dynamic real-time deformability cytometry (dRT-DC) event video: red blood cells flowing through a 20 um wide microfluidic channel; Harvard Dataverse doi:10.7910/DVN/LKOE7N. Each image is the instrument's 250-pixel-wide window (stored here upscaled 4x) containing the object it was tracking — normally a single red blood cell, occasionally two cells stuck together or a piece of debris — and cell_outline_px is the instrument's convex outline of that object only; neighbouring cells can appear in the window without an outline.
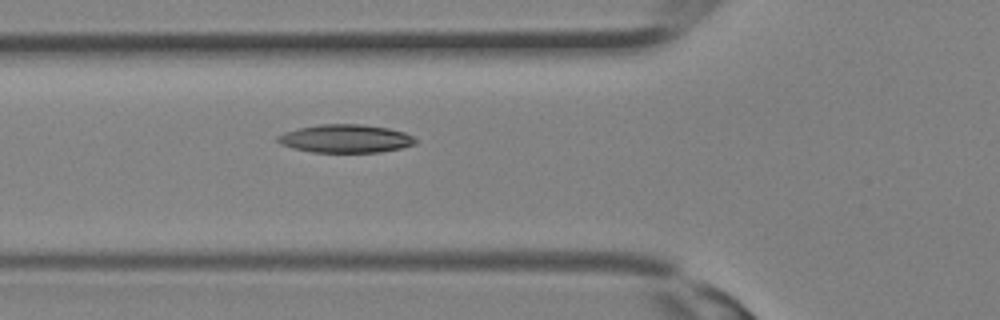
{"species": "Egyptian fruit bat (a non-hibernating species)", "species_latin": "Rousettus aegyptiacus", "temperature_condition": "room temperature", "stored_images_in_passage": 5, "camera_frame_rate_fps": 3000, "um_per_image_px": 0.085, "animal": {"sex": "female"}, "frame": {"image": 1, "passage_image": 3, "time_ms": 0.667, "image_size_px": [1000, 320], "cell_outline_px": [[416, 144], [400, 148], [380, 152], [312, 152], [292, 148], [280, 144], [276, 140], [276, 136], [284, 132], [296, 128], [320, 124], [360, 124], [388, 128], [404, 132], [412, 136], [416, 140]], "centroid_in_image_um": [29.33, 11.78], "position_along_channel_um": 96.5, "area_um2": 22.72}}
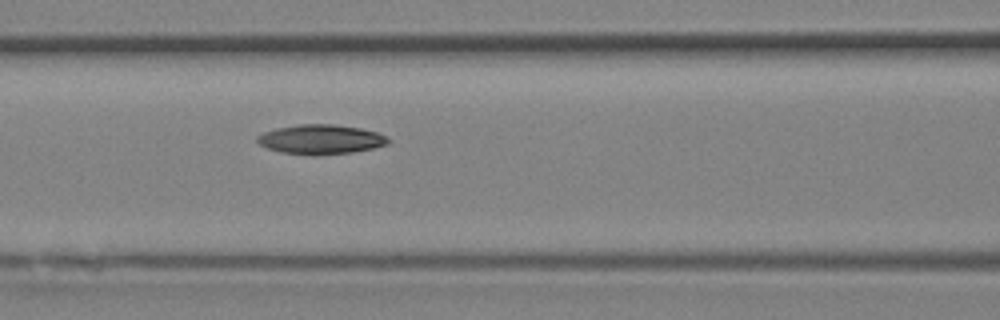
{"frame": {"image": 2, "passage_image": 5, "time_ms": 1.333, "image_size_px": [1000, 320], "cell_outline_px": [[392, 140], [388, 144], [372, 148], [352, 152], [320, 156], [316, 156], [280, 152], [268, 148], [260, 144], [256, 140], [256, 136], [264, 132], [276, 128], [300, 124], [332, 124], [360, 128], [376, 132]], "centroid_in_image_um": [27.25, 11.86], "position_along_channel_um": 139.3, "area_um2": 22.6}}